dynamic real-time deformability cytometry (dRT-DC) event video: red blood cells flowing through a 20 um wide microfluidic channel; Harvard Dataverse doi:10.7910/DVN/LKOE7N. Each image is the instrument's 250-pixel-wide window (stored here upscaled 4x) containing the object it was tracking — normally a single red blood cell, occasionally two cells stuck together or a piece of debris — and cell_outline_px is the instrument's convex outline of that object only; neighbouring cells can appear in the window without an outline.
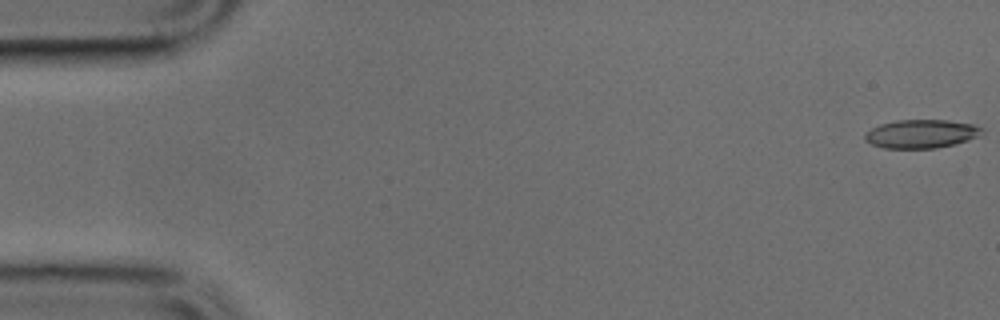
{"species": "common noctule bat (a hibernating species)", "species_latin": "Nyctalus noctula", "temperature_condition": "cold", "stored_images_in_passage": 46, "camera_frame_rate_fps": 3000, "um_per_image_px": 0.085, "animal": {"sex": "male", "body_mass_g": 17.9, "forearm_length_mm": 54.2}, "frame": {"image": 1, "passage_image": 1, "time_ms": 0.0, "image_size_px": [1000, 320], "cell_outline_px": [[984, 136], [936, 148], [884, 148], [872, 144], [864, 140], [864, 136], [872, 128], [880, 124], [896, 120], [948, 120], [972, 124], [984, 128]], "centroid_in_image_um": [78.36, 11.37], "position_along_channel_um": 6.6, "area_um2": 19.54}}
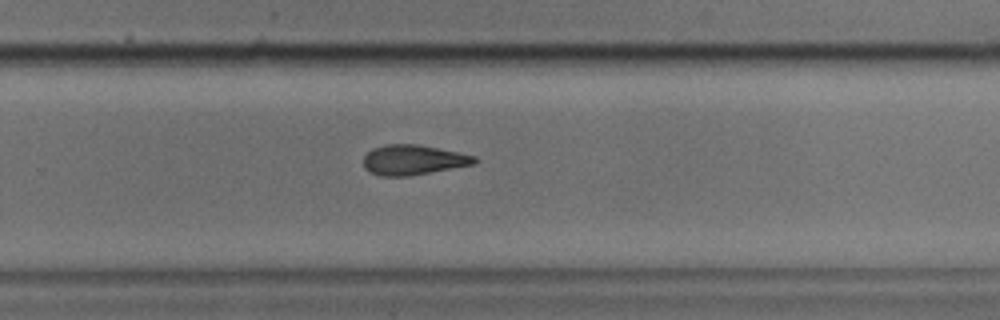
{"frame": {"image": 2, "passage_image": 32, "time_ms": 10.333, "image_size_px": [1000, 320], "cell_outline_px": [[480, 160], [476, 164], [408, 176], [380, 176], [368, 172], [364, 168], [364, 156], [372, 148], [388, 144], [416, 144], [476, 156]], "centroid_in_image_um": [35.12, 13.6], "position_along_channel_um": 294.7, "area_um2": 19.42}}
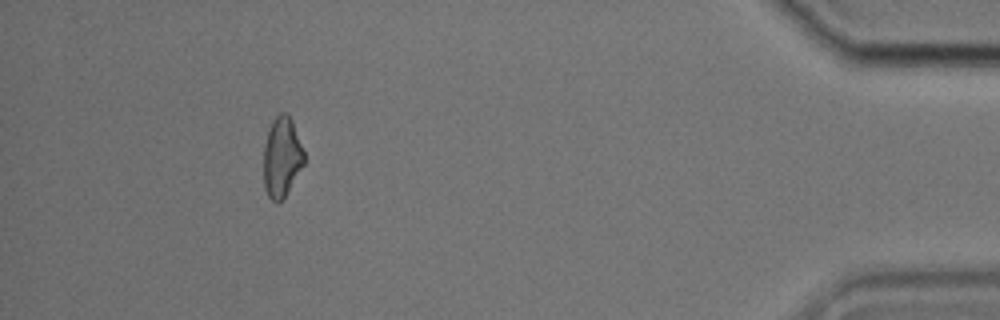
{"frame": {"image": 3, "passage_image": 45, "time_ms": 14.667, "image_size_px": [1000, 320], "cell_outline_px": [[304, 164], [280, 204], [276, 204], [268, 196], [264, 188], [264, 144], [272, 120], [280, 112], [288, 112], [292, 120], [304, 152]], "centroid_in_image_um": [23.95, 13.36], "position_along_channel_um": 411.3, "area_um2": 18.96}}